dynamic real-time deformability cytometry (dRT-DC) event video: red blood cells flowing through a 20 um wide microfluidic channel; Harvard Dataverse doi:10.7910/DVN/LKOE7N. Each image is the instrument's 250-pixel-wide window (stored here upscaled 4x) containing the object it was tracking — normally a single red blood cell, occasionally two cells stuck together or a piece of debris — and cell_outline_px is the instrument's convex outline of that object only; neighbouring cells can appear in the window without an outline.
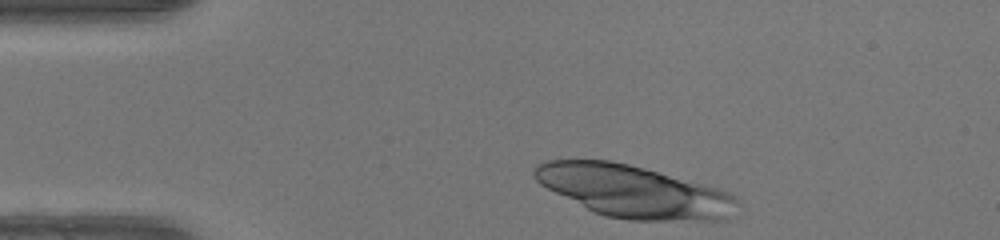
{"species": "human", "species_latin": "Homo sapiens", "temperature_condition": "warm", "stored_images_in_passage": 33, "camera_frame_rate_fps": 3000, "um_per_image_px": 0.085, "donor": {"sex": "female"}, "frame": {"image": 1, "passage_image": 1, "time_ms": 0.0, "image_size_px": [1000, 240], "cell_outline_px": [[740, 200], [724, 220], [628, 220], [604, 216], [592, 212], [540, 184], [536, 180], [532, 172], [536, 164], [544, 160], [612, 160], [644, 168], [716, 188], [728, 192], [736, 196]], "centroid_in_image_um": [53.8, 16.26], "position_along_channel_um": 31.2, "area_um2": 61.21}}